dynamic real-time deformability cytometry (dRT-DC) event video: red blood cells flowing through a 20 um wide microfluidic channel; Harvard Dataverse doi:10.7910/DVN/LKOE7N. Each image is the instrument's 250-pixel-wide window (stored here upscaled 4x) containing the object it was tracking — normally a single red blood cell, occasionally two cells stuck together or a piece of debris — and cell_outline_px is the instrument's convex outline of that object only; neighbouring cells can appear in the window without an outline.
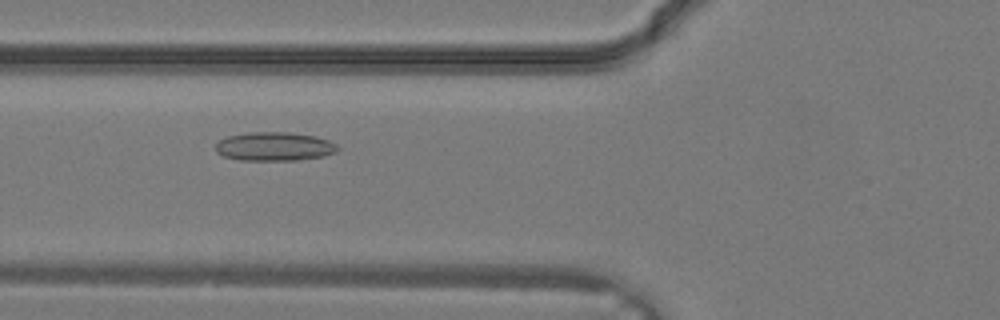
{"species": "common noctule bat (a hibernating species)", "species_latin": "Nyctalus noctula", "temperature_condition": "warm", "stored_images_in_passage": 25, "camera_frame_rate_fps": 3000, "um_per_image_px": 0.085, "animal": {"sex": "male", "body_mass_g": 19.2, "forearm_length_mm": 51.8}, "frame": {"image": 1, "passage_image": 8, "time_ms": 2.333, "image_size_px": [1000, 320], "cell_outline_px": [[340, 148], [336, 152], [324, 156], [296, 160], [240, 160], [224, 156], [216, 152], [216, 144], [220, 140], [228, 136], [248, 132], [288, 132], [316, 136], [328, 140], [336, 144]], "centroid_in_image_um": [23.34, 12.45], "position_along_channel_um": 102.5, "area_um2": 20.46}}
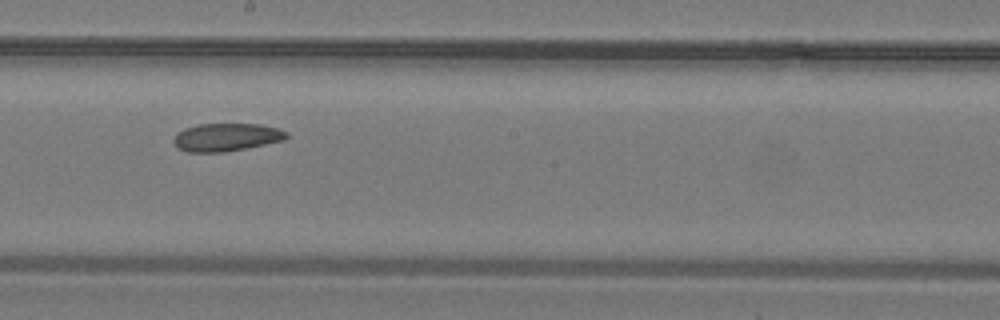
{"frame": {"image": 2, "passage_image": 14, "time_ms": 4.333, "image_size_px": [1000, 320], "cell_outline_px": [[288, 136], [284, 140], [248, 148], [224, 152], [188, 152], [180, 148], [172, 140], [184, 128], [200, 124], [260, 124], [276, 128], [288, 132]], "centroid_in_image_um": [19.28, 11.66], "position_along_channel_um": 228.9, "area_um2": 18.21}}
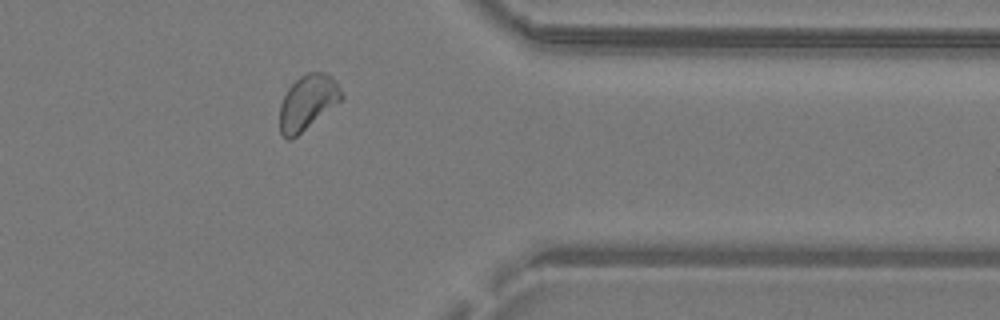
{"frame": {"image": 3, "passage_image": 22, "time_ms": 7.0, "image_size_px": [1000, 320], "cell_outline_px": [[344, 96], [340, 100], [292, 140], [288, 140], [280, 132], [280, 104], [288, 88], [300, 76], [308, 72], [324, 72], [332, 76], [336, 80]], "centroid_in_image_um": [26.14, 8.68], "position_along_channel_um": 385.3, "area_um2": 19.48}}